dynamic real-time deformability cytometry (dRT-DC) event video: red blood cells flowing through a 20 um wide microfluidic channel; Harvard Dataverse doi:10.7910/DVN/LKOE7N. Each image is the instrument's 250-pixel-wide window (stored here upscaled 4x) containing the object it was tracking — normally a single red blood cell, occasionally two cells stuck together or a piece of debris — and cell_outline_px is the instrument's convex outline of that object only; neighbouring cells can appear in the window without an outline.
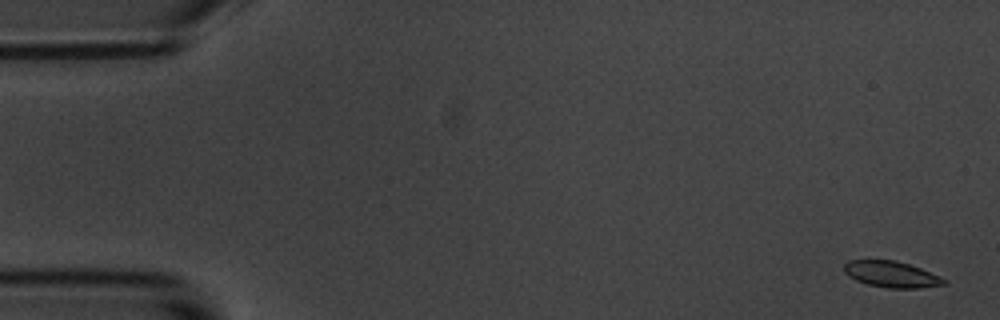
{"species": "common noctule bat (a hibernating species)", "species_latin": "Nyctalus noctula", "temperature_condition": "room temperature", "stored_images_in_passage": 5, "camera_frame_rate_fps": 3000, "um_per_image_px": 0.085, "animal": {"sex": "male", "body_mass_g": 20.1, "forearm_length_mm": 53.5}, "frame": {"image": 1, "passage_image": 1, "time_ms": 0.0, "image_size_px": [1000, 320], "cell_outline_px": [[948, 284], [920, 288], [888, 288], [868, 284], [856, 280], [848, 276], [844, 272], [844, 264], [848, 260], [896, 260], [920, 268], [940, 276], [948, 280]], "centroid_in_image_um": [75.79, 23.32], "position_along_channel_um": 9.2, "area_um2": 15.32}}